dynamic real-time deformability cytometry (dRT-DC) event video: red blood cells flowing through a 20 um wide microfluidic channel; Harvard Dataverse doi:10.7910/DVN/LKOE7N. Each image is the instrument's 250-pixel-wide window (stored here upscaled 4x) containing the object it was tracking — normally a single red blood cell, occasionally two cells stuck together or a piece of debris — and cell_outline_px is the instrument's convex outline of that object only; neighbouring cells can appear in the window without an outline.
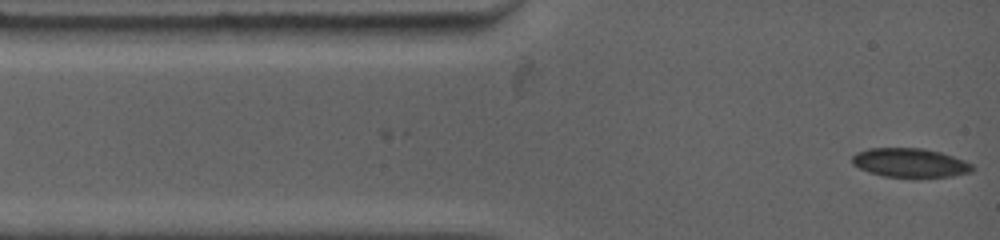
{"species": "common noctule bat (a hibernating species)", "species_latin": "Nyctalus noctula", "temperature_condition": "warm", "stored_images_in_passage": 23, "camera_frame_rate_fps": 4500, "um_per_image_px": 0.085, "animal": {"sex": "female", "body_mass_g": 19.0, "forearm_length_mm": 53.3}, "frame": {"image": 1, "passage_image": 1, "time_ms": 0.0, "image_size_px": [1000, 240], "cell_outline_px": [[976, 168], [972, 172], [952, 176], [884, 176], [860, 168], [852, 164], [852, 156], [856, 152], [868, 148], [924, 148], [940, 152], [964, 160], [972, 164]], "centroid_in_image_um": [77.37, 13.81], "position_along_channel_um": 7.6, "area_um2": 20.06}}
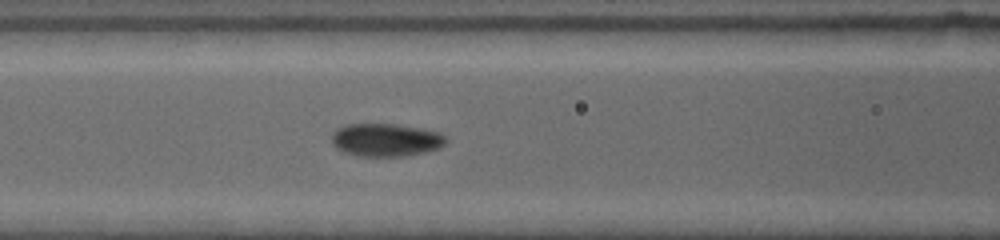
{"frame": {"image": 2, "passage_image": 14, "time_ms": 4.444, "image_size_px": [1000, 240], "cell_outline_px": [[448, 140], [440, 148], [428, 152], [404, 156], [356, 156], [344, 152], [336, 148], [332, 144], [332, 132], [336, 128], [344, 124], [396, 124], [420, 128], [440, 132]], "centroid_in_image_um": [32.78, 11.89], "position_along_channel_um": 133.8, "area_um2": 22.25}}
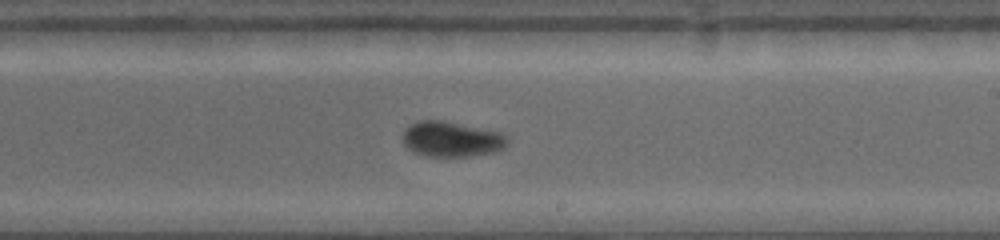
{"frame": {"image": 3, "passage_image": 23, "time_ms": 7.556, "image_size_px": [1000, 240], "cell_outline_px": [[508, 140], [504, 148], [496, 152], [472, 156], [424, 156], [412, 152], [404, 144], [400, 136], [404, 128], [408, 124], [420, 120], [444, 120], [500, 132]], "centroid_in_image_um": [38.31, 11.82], "position_along_channel_um": 250.7, "area_um2": 21.91}}